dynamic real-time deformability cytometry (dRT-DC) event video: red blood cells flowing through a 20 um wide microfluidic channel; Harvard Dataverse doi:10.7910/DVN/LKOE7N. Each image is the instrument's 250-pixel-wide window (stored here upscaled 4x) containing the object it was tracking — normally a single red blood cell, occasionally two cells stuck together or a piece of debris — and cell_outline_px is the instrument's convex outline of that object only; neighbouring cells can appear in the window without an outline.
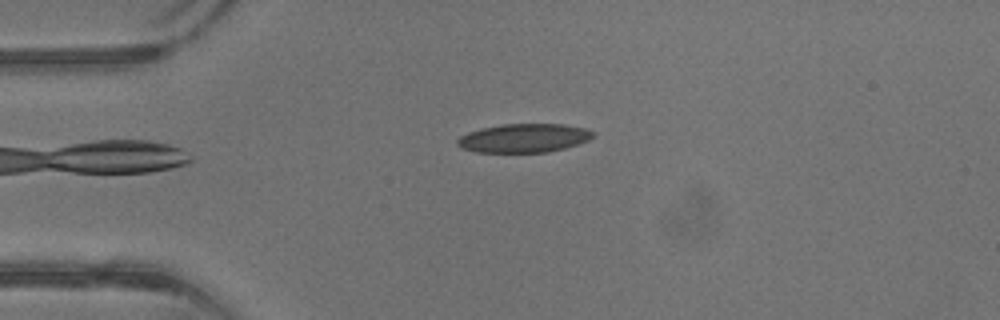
{"species": "common noctule bat (a hibernating species)", "species_latin": "Nyctalus noctula", "temperature_condition": "warm", "stored_images_in_passage": 34, "camera_frame_rate_fps": 3000, "um_per_image_px": 0.085, "animal": {"sex": "male", "body_mass_g": 13.3}, "frame": {"image": 1, "passage_image": 2, "time_ms": 0.333, "image_size_px": [1000, 320], "cell_outline_px": [[592, 136], [588, 140], [564, 148], [548, 152], [476, 152], [460, 148], [456, 144], [456, 140], [460, 136], [468, 132], [484, 128], [504, 124], [564, 124], [584, 128], [592, 132]], "centroid_in_image_um": [44.47, 11.74], "position_along_channel_um": 40.5, "area_um2": 22.48}}
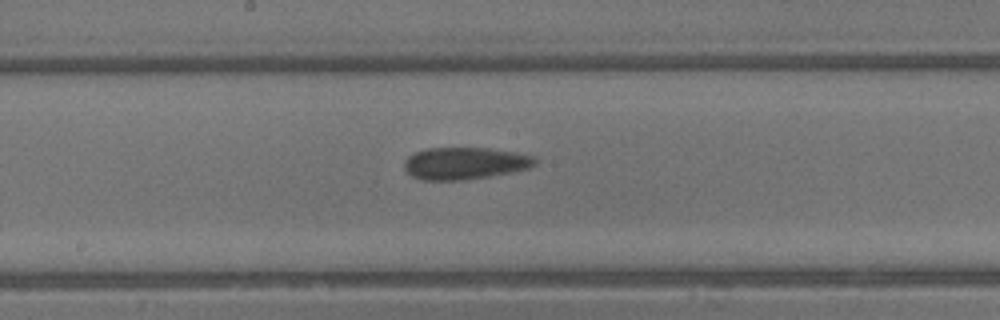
{"frame": {"image": 2, "passage_image": 14, "time_ms": 4.333, "image_size_px": [1000, 320], "cell_outline_px": [[536, 164], [528, 168], [488, 176], [464, 180], [420, 180], [412, 176], [404, 168], [404, 164], [408, 156], [416, 152], [428, 148], [488, 148], [512, 152], [532, 156], [536, 160]], "centroid_in_image_um": [39.46, 13.88], "position_along_channel_um": 208.7, "area_um2": 24.1}}
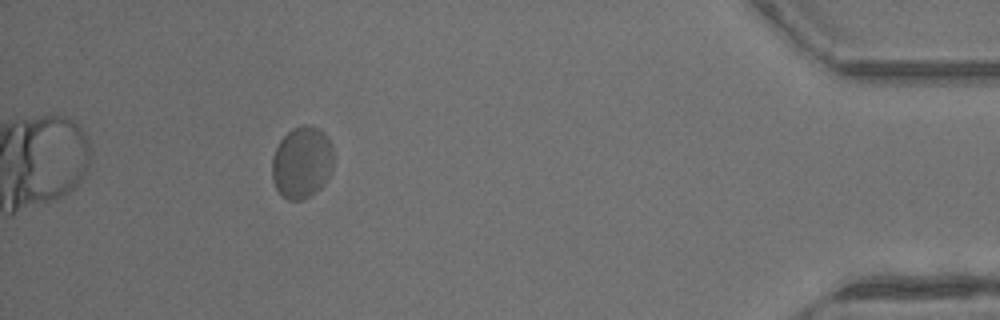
{"frame": {"image": 3, "passage_image": 30, "time_ms": 9.667, "image_size_px": [1000, 320], "cell_outline_px": [[332, 168], [324, 184], [316, 192], [304, 200], [288, 200], [276, 188], [272, 176], [272, 156], [280, 140], [292, 128], [304, 124], [308, 124], [320, 128], [328, 136], [332, 144]], "centroid_in_image_um": [25.67, 13.78], "position_along_channel_um": 409.5, "area_um2": 25.95}, "authors_computed_cell_mechanics": {"area_um2": 24.276, "velocity_mm_per_s": 4.8914, "shape_relaxation_time_tau1_ms": 4.0919, "shape_relaxation_time_tau2_ms": 1.107, "deformation_change_tau1": 0.0749, "deformation_change_tau2": 0.0608}}